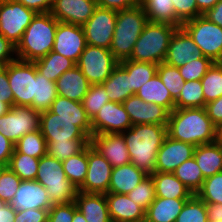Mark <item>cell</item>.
<instances>
[{"instance_id":"cell-30","label":"cell","mask_w":222,"mask_h":222,"mask_svg":"<svg viewBox=\"0 0 222 222\" xmlns=\"http://www.w3.org/2000/svg\"><path fill=\"white\" fill-rule=\"evenodd\" d=\"M136 95L148 103L166 108L169 112L175 109V100L163 84L158 74L154 75L136 92Z\"/></svg>"},{"instance_id":"cell-13","label":"cell","mask_w":222,"mask_h":222,"mask_svg":"<svg viewBox=\"0 0 222 222\" xmlns=\"http://www.w3.org/2000/svg\"><path fill=\"white\" fill-rule=\"evenodd\" d=\"M117 11L97 6L82 26L88 45L110 49L116 25Z\"/></svg>"},{"instance_id":"cell-1","label":"cell","mask_w":222,"mask_h":222,"mask_svg":"<svg viewBox=\"0 0 222 222\" xmlns=\"http://www.w3.org/2000/svg\"><path fill=\"white\" fill-rule=\"evenodd\" d=\"M121 134L131 163L148 175L155 173L157 152L167 136V125L137 124Z\"/></svg>"},{"instance_id":"cell-59","label":"cell","mask_w":222,"mask_h":222,"mask_svg":"<svg viewBox=\"0 0 222 222\" xmlns=\"http://www.w3.org/2000/svg\"><path fill=\"white\" fill-rule=\"evenodd\" d=\"M14 151V143L0 133V164L8 165Z\"/></svg>"},{"instance_id":"cell-46","label":"cell","mask_w":222,"mask_h":222,"mask_svg":"<svg viewBox=\"0 0 222 222\" xmlns=\"http://www.w3.org/2000/svg\"><path fill=\"white\" fill-rule=\"evenodd\" d=\"M108 101L110 100L107 96L105 87L102 84H93L90 86L81 103L87 116L92 120L102 106Z\"/></svg>"},{"instance_id":"cell-16","label":"cell","mask_w":222,"mask_h":222,"mask_svg":"<svg viewBox=\"0 0 222 222\" xmlns=\"http://www.w3.org/2000/svg\"><path fill=\"white\" fill-rule=\"evenodd\" d=\"M86 46L87 43L82 26L58 21L52 51L77 63Z\"/></svg>"},{"instance_id":"cell-25","label":"cell","mask_w":222,"mask_h":222,"mask_svg":"<svg viewBox=\"0 0 222 222\" xmlns=\"http://www.w3.org/2000/svg\"><path fill=\"white\" fill-rule=\"evenodd\" d=\"M75 203L87 222H112L105 194L78 191Z\"/></svg>"},{"instance_id":"cell-52","label":"cell","mask_w":222,"mask_h":222,"mask_svg":"<svg viewBox=\"0 0 222 222\" xmlns=\"http://www.w3.org/2000/svg\"><path fill=\"white\" fill-rule=\"evenodd\" d=\"M74 217V201L54 204L48 212L47 222H72Z\"/></svg>"},{"instance_id":"cell-18","label":"cell","mask_w":222,"mask_h":222,"mask_svg":"<svg viewBox=\"0 0 222 222\" xmlns=\"http://www.w3.org/2000/svg\"><path fill=\"white\" fill-rule=\"evenodd\" d=\"M132 125L159 124L168 125L170 112L161 105L148 103L136 94L128 97L123 103Z\"/></svg>"},{"instance_id":"cell-42","label":"cell","mask_w":222,"mask_h":222,"mask_svg":"<svg viewBox=\"0 0 222 222\" xmlns=\"http://www.w3.org/2000/svg\"><path fill=\"white\" fill-rule=\"evenodd\" d=\"M47 143L40 129L30 132L21 137L15 144L14 148L22 154L40 159L46 155Z\"/></svg>"},{"instance_id":"cell-60","label":"cell","mask_w":222,"mask_h":222,"mask_svg":"<svg viewBox=\"0 0 222 222\" xmlns=\"http://www.w3.org/2000/svg\"><path fill=\"white\" fill-rule=\"evenodd\" d=\"M211 22L222 27V0H220L214 7L209 9L205 14Z\"/></svg>"},{"instance_id":"cell-57","label":"cell","mask_w":222,"mask_h":222,"mask_svg":"<svg viewBox=\"0 0 222 222\" xmlns=\"http://www.w3.org/2000/svg\"><path fill=\"white\" fill-rule=\"evenodd\" d=\"M205 109L215 127L222 124V96L207 103Z\"/></svg>"},{"instance_id":"cell-22","label":"cell","mask_w":222,"mask_h":222,"mask_svg":"<svg viewBox=\"0 0 222 222\" xmlns=\"http://www.w3.org/2000/svg\"><path fill=\"white\" fill-rule=\"evenodd\" d=\"M202 57L201 50L190 35L182 27H179L171 38L164 62L170 66L179 67Z\"/></svg>"},{"instance_id":"cell-54","label":"cell","mask_w":222,"mask_h":222,"mask_svg":"<svg viewBox=\"0 0 222 222\" xmlns=\"http://www.w3.org/2000/svg\"><path fill=\"white\" fill-rule=\"evenodd\" d=\"M0 101L7 103L10 107L14 106V95L9 86L7 65L0 67Z\"/></svg>"},{"instance_id":"cell-31","label":"cell","mask_w":222,"mask_h":222,"mask_svg":"<svg viewBox=\"0 0 222 222\" xmlns=\"http://www.w3.org/2000/svg\"><path fill=\"white\" fill-rule=\"evenodd\" d=\"M110 101L123 103L132 92L130 75L118 64L111 75L102 83Z\"/></svg>"},{"instance_id":"cell-62","label":"cell","mask_w":222,"mask_h":222,"mask_svg":"<svg viewBox=\"0 0 222 222\" xmlns=\"http://www.w3.org/2000/svg\"><path fill=\"white\" fill-rule=\"evenodd\" d=\"M209 221L222 220V204L205 203Z\"/></svg>"},{"instance_id":"cell-27","label":"cell","mask_w":222,"mask_h":222,"mask_svg":"<svg viewBox=\"0 0 222 222\" xmlns=\"http://www.w3.org/2000/svg\"><path fill=\"white\" fill-rule=\"evenodd\" d=\"M188 199L156 197L145 211L147 222H175Z\"/></svg>"},{"instance_id":"cell-38","label":"cell","mask_w":222,"mask_h":222,"mask_svg":"<svg viewBox=\"0 0 222 222\" xmlns=\"http://www.w3.org/2000/svg\"><path fill=\"white\" fill-rule=\"evenodd\" d=\"M173 173L192 194H196L201 189L205 179L194 156L179 165Z\"/></svg>"},{"instance_id":"cell-11","label":"cell","mask_w":222,"mask_h":222,"mask_svg":"<svg viewBox=\"0 0 222 222\" xmlns=\"http://www.w3.org/2000/svg\"><path fill=\"white\" fill-rule=\"evenodd\" d=\"M118 63L109 49L87 44L76 65L93 85L102 84Z\"/></svg>"},{"instance_id":"cell-4","label":"cell","mask_w":222,"mask_h":222,"mask_svg":"<svg viewBox=\"0 0 222 222\" xmlns=\"http://www.w3.org/2000/svg\"><path fill=\"white\" fill-rule=\"evenodd\" d=\"M148 22L147 15L140 4L131 9L117 11L115 30L109 50L118 62L130 58L134 44Z\"/></svg>"},{"instance_id":"cell-64","label":"cell","mask_w":222,"mask_h":222,"mask_svg":"<svg viewBox=\"0 0 222 222\" xmlns=\"http://www.w3.org/2000/svg\"><path fill=\"white\" fill-rule=\"evenodd\" d=\"M72 222H87L84 215L77 208L75 201H74V217Z\"/></svg>"},{"instance_id":"cell-28","label":"cell","mask_w":222,"mask_h":222,"mask_svg":"<svg viewBox=\"0 0 222 222\" xmlns=\"http://www.w3.org/2000/svg\"><path fill=\"white\" fill-rule=\"evenodd\" d=\"M194 158L204 178L222 171V145L216 141L196 146Z\"/></svg>"},{"instance_id":"cell-24","label":"cell","mask_w":222,"mask_h":222,"mask_svg":"<svg viewBox=\"0 0 222 222\" xmlns=\"http://www.w3.org/2000/svg\"><path fill=\"white\" fill-rule=\"evenodd\" d=\"M55 83L59 96L78 102H82L91 86L77 65L64 72Z\"/></svg>"},{"instance_id":"cell-66","label":"cell","mask_w":222,"mask_h":222,"mask_svg":"<svg viewBox=\"0 0 222 222\" xmlns=\"http://www.w3.org/2000/svg\"><path fill=\"white\" fill-rule=\"evenodd\" d=\"M10 108L11 107L7 103L0 101V116L7 113L10 110Z\"/></svg>"},{"instance_id":"cell-48","label":"cell","mask_w":222,"mask_h":222,"mask_svg":"<svg viewBox=\"0 0 222 222\" xmlns=\"http://www.w3.org/2000/svg\"><path fill=\"white\" fill-rule=\"evenodd\" d=\"M127 195L134 203L140 205L146 211L156 198L155 184L152 176L148 175Z\"/></svg>"},{"instance_id":"cell-55","label":"cell","mask_w":222,"mask_h":222,"mask_svg":"<svg viewBox=\"0 0 222 222\" xmlns=\"http://www.w3.org/2000/svg\"><path fill=\"white\" fill-rule=\"evenodd\" d=\"M15 59V46L0 34V67H5Z\"/></svg>"},{"instance_id":"cell-26","label":"cell","mask_w":222,"mask_h":222,"mask_svg":"<svg viewBox=\"0 0 222 222\" xmlns=\"http://www.w3.org/2000/svg\"><path fill=\"white\" fill-rule=\"evenodd\" d=\"M147 176L145 171L132 163L112 168L108 193L127 194Z\"/></svg>"},{"instance_id":"cell-32","label":"cell","mask_w":222,"mask_h":222,"mask_svg":"<svg viewBox=\"0 0 222 222\" xmlns=\"http://www.w3.org/2000/svg\"><path fill=\"white\" fill-rule=\"evenodd\" d=\"M33 62L37 71L53 82H56L64 72L76 65L73 60L54 51Z\"/></svg>"},{"instance_id":"cell-2","label":"cell","mask_w":222,"mask_h":222,"mask_svg":"<svg viewBox=\"0 0 222 222\" xmlns=\"http://www.w3.org/2000/svg\"><path fill=\"white\" fill-rule=\"evenodd\" d=\"M167 135L194 146L216 141V127L205 107L173 109L169 114Z\"/></svg>"},{"instance_id":"cell-63","label":"cell","mask_w":222,"mask_h":222,"mask_svg":"<svg viewBox=\"0 0 222 222\" xmlns=\"http://www.w3.org/2000/svg\"><path fill=\"white\" fill-rule=\"evenodd\" d=\"M220 0H196L198 10L205 14L209 9L214 7Z\"/></svg>"},{"instance_id":"cell-37","label":"cell","mask_w":222,"mask_h":222,"mask_svg":"<svg viewBox=\"0 0 222 222\" xmlns=\"http://www.w3.org/2000/svg\"><path fill=\"white\" fill-rule=\"evenodd\" d=\"M205 106L201 80L185 81L179 97L175 100V109L203 108Z\"/></svg>"},{"instance_id":"cell-49","label":"cell","mask_w":222,"mask_h":222,"mask_svg":"<svg viewBox=\"0 0 222 222\" xmlns=\"http://www.w3.org/2000/svg\"><path fill=\"white\" fill-rule=\"evenodd\" d=\"M213 63L210 58L203 56L179 66L178 69L185 81H197L202 79Z\"/></svg>"},{"instance_id":"cell-10","label":"cell","mask_w":222,"mask_h":222,"mask_svg":"<svg viewBox=\"0 0 222 222\" xmlns=\"http://www.w3.org/2000/svg\"><path fill=\"white\" fill-rule=\"evenodd\" d=\"M37 13L12 0H0V34L15 47Z\"/></svg>"},{"instance_id":"cell-7","label":"cell","mask_w":222,"mask_h":222,"mask_svg":"<svg viewBox=\"0 0 222 222\" xmlns=\"http://www.w3.org/2000/svg\"><path fill=\"white\" fill-rule=\"evenodd\" d=\"M40 131L46 142H67L70 139H91V121H72L57 117L50 110L40 113Z\"/></svg>"},{"instance_id":"cell-15","label":"cell","mask_w":222,"mask_h":222,"mask_svg":"<svg viewBox=\"0 0 222 222\" xmlns=\"http://www.w3.org/2000/svg\"><path fill=\"white\" fill-rule=\"evenodd\" d=\"M92 135L122 133L130 129L132 123L122 103L108 101L91 120Z\"/></svg>"},{"instance_id":"cell-39","label":"cell","mask_w":222,"mask_h":222,"mask_svg":"<svg viewBox=\"0 0 222 222\" xmlns=\"http://www.w3.org/2000/svg\"><path fill=\"white\" fill-rule=\"evenodd\" d=\"M50 111L57 117L72 121H91L81 102L57 96L53 101Z\"/></svg>"},{"instance_id":"cell-53","label":"cell","mask_w":222,"mask_h":222,"mask_svg":"<svg viewBox=\"0 0 222 222\" xmlns=\"http://www.w3.org/2000/svg\"><path fill=\"white\" fill-rule=\"evenodd\" d=\"M49 209H28L16 211L14 222H47Z\"/></svg>"},{"instance_id":"cell-33","label":"cell","mask_w":222,"mask_h":222,"mask_svg":"<svg viewBox=\"0 0 222 222\" xmlns=\"http://www.w3.org/2000/svg\"><path fill=\"white\" fill-rule=\"evenodd\" d=\"M118 64L130 75L132 92L134 94H136L141 86L157 74V64L137 62L129 59L123 60Z\"/></svg>"},{"instance_id":"cell-68","label":"cell","mask_w":222,"mask_h":222,"mask_svg":"<svg viewBox=\"0 0 222 222\" xmlns=\"http://www.w3.org/2000/svg\"><path fill=\"white\" fill-rule=\"evenodd\" d=\"M209 222H222V220H218V221H209Z\"/></svg>"},{"instance_id":"cell-14","label":"cell","mask_w":222,"mask_h":222,"mask_svg":"<svg viewBox=\"0 0 222 222\" xmlns=\"http://www.w3.org/2000/svg\"><path fill=\"white\" fill-rule=\"evenodd\" d=\"M112 165L88 144V169L83 184L78 191L84 193H108Z\"/></svg>"},{"instance_id":"cell-35","label":"cell","mask_w":222,"mask_h":222,"mask_svg":"<svg viewBox=\"0 0 222 222\" xmlns=\"http://www.w3.org/2000/svg\"><path fill=\"white\" fill-rule=\"evenodd\" d=\"M148 21L175 26V10L171 0H140Z\"/></svg>"},{"instance_id":"cell-29","label":"cell","mask_w":222,"mask_h":222,"mask_svg":"<svg viewBox=\"0 0 222 222\" xmlns=\"http://www.w3.org/2000/svg\"><path fill=\"white\" fill-rule=\"evenodd\" d=\"M155 184L156 197L189 199L191 191L170 172H155L150 174Z\"/></svg>"},{"instance_id":"cell-41","label":"cell","mask_w":222,"mask_h":222,"mask_svg":"<svg viewBox=\"0 0 222 222\" xmlns=\"http://www.w3.org/2000/svg\"><path fill=\"white\" fill-rule=\"evenodd\" d=\"M205 103L222 96V65L214 62L201 79Z\"/></svg>"},{"instance_id":"cell-58","label":"cell","mask_w":222,"mask_h":222,"mask_svg":"<svg viewBox=\"0 0 222 222\" xmlns=\"http://www.w3.org/2000/svg\"><path fill=\"white\" fill-rule=\"evenodd\" d=\"M23 4L25 7L34 10L36 13L50 12L53 0H12Z\"/></svg>"},{"instance_id":"cell-51","label":"cell","mask_w":222,"mask_h":222,"mask_svg":"<svg viewBox=\"0 0 222 222\" xmlns=\"http://www.w3.org/2000/svg\"><path fill=\"white\" fill-rule=\"evenodd\" d=\"M20 177L7 168L0 178V201L10 203L21 183Z\"/></svg>"},{"instance_id":"cell-21","label":"cell","mask_w":222,"mask_h":222,"mask_svg":"<svg viewBox=\"0 0 222 222\" xmlns=\"http://www.w3.org/2000/svg\"><path fill=\"white\" fill-rule=\"evenodd\" d=\"M10 205L15 211L50 209L53 206L46 189L36 180H22Z\"/></svg>"},{"instance_id":"cell-3","label":"cell","mask_w":222,"mask_h":222,"mask_svg":"<svg viewBox=\"0 0 222 222\" xmlns=\"http://www.w3.org/2000/svg\"><path fill=\"white\" fill-rule=\"evenodd\" d=\"M58 21L48 13H37L15 47L16 58L36 61L53 50Z\"/></svg>"},{"instance_id":"cell-61","label":"cell","mask_w":222,"mask_h":222,"mask_svg":"<svg viewBox=\"0 0 222 222\" xmlns=\"http://www.w3.org/2000/svg\"><path fill=\"white\" fill-rule=\"evenodd\" d=\"M16 211L11 207L10 203L0 201V222H14Z\"/></svg>"},{"instance_id":"cell-40","label":"cell","mask_w":222,"mask_h":222,"mask_svg":"<svg viewBox=\"0 0 222 222\" xmlns=\"http://www.w3.org/2000/svg\"><path fill=\"white\" fill-rule=\"evenodd\" d=\"M38 158L19 153L15 148L8 168L16 173L21 180H35L38 173Z\"/></svg>"},{"instance_id":"cell-45","label":"cell","mask_w":222,"mask_h":222,"mask_svg":"<svg viewBox=\"0 0 222 222\" xmlns=\"http://www.w3.org/2000/svg\"><path fill=\"white\" fill-rule=\"evenodd\" d=\"M157 74L159 75L163 84L169 90L172 98L176 100L179 97L185 82L178 67H173L165 62H162L158 64Z\"/></svg>"},{"instance_id":"cell-17","label":"cell","mask_w":222,"mask_h":222,"mask_svg":"<svg viewBox=\"0 0 222 222\" xmlns=\"http://www.w3.org/2000/svg\"><path fill=\"white\" fill-rule=\"evenodd\" d=\"M195 147L167 135L157 152L155 172L173 173L179 165L194 156Z\"/></svg>"},{"instance_id":"cell-56","label":"cell","mask_w":222,"mask_h":222,"mask_svg":"<svg viewBox=\"0 0 222 222\" xmlns=\"http://www.w3.org/2000/svg\"><path fill=\"white\" fill-rule=\"evenodd\" d=\"M97 6L112 10H127L140 4V0H95Z\"/></svg>"},{"instance_id":"cell-67","label":"cell","mask_w":222,"mask_h":222,"mask_svg":"<svg viewBox=\"0 0 222 222\" xmlns=\"http://www.w3.org/2000/svg\"><path fill=\"white\" fill-rule=\"evenodd\" d=\"M8 168V165H3V164H0V178L3 174V172Z\"/></svg>"},{"instance_id":"cell-12","label":"cell","mask_w":222,"mask_h":222,"mask_svg":"<svg viewBox=\"0 0 222 222\" xmlns=\"http://www.w3.org/2000/svg\"><path fill=\"white\" fill-rule=\"evenodd\" d=\"M40 129V112L30 106L14 105L0 116V133L14 144L24 135Z\"/></svg>"},{"instance_id":"cell-5","label":"cell","mask_w":222,"mask_h":222,"mask_svg":"<svg viewBox=\"0 0 222 222\" xmlns=\"http://www.w3.org/2000/svg\"><path fill=\"white\" fill-rule=\"evenodd\" d=\"M178 26L148 22L134 44L129 60L160 64L165 61L168 47Z\"/></svg>"},{"instance_id":"cell-65","label":"cell","mask_w":222,"mask_h":222,"mask_svg":"<svg viewBox=\"0 0 222 222\" xmlns=\"http://www.w3.org/2000/svg\"><path fill=\"white\" fill-rule=\"evenodd\" d=\"M216 142L222 145V124L216 127Z\"/></svg>"},{"instance_id":"cell-19","label":"cell","mask_w":222,"mask_h":222,"mask_svg":"<svg viewBox=\"0 0 222 222\" xmlns=\"http://www.w3.org/2000/svg\"><path fill=\"white\" fill-rule=\"evenodd\" d=\"M90 143L113 168L131 163L129 152L121 133L92 135Z\"/></svg>"},{"instance_id":"cell-9","label":"cell","mask_w":222,"mask_h":222,"mask_svg":"<svg viewBox=\"0 0 222 222\" xmlns=\"http://www.w3.org/2000/svg\"><path fill=\"white\" fill-rule=\"evenodd\" d=\"M7 72L9 86L14 95V105L33 108L36 75L34 62L16 58L7 64Z\"/></svg>"},{"instance_id":"cell-8","label":"cell","mask_w":222,"mask_h":222,"mask_svg":"<svg viewBox=\"0 0 222 222\" xmlns=\"http://www.w3.org/2000/svg\"><path fill=\"white\" fill-rule=\"evenodd\" d=\"M181 27L190 35L203 56L213 62L222 61V27L204 15L186 21Z\"/></svg>"},{"instance_id":"cell-50","label":"cell","mask_w":222,"mask_h":222,"mask_svg":"<svg viewBox=\"0 0 222 222\" xmlns=\"http://www.w3.org/2000/svg\"><path fill=\"white\" fill-rule=\"evenodd\" d=\"M175 10V26L181 27L186 21L203 15L197 7L196 0H171Z\"/></svg>"},{"instance_id":"cell-47","label":"cell","mask_w":222,"mask_h":222,"mask_svg":"<svg viewBox=\"0 0 222 222\" xmlns=\"http://www.w3.org/2000/svg\"><path fill=\"white\" fill-rule=\"evenodd\" d=\"M196 195L205 203L222 204V171L205 178Z\"/></svg>"},{"instance_id":"cell-20","label":"cell","mask_w":222,"mask_h":222,"mask_svg":"<svg viewBox=\"0 0 222 222\" xmlns=\"http://www.w3.org/2000/svg\"><path fill=\"white\" fill-rule=\"evenodd\" d=\"M96 7L95 0H53L50 13L59 22L83 26Z\"/></svg>"},{"instance_id":"cell-36","label":"cell","mask_w":222,"mask_h":222,"mask_svg":"<svg viewBox=\"0 0 222 222\" xmlns=\"http://www.w3.org/2000/svg\"><path fill=\"white\" fill-rule=\"evenodd\" d=\"M67 179L77 187L83 184L88 169V145L79 153L62 161Z\"/></svg>"},{"instance_id":"cell-43","label":"cell","mask_w":222,"mask_h":222,"mask_svg":"<svg viewBox=\"0 0 222 222\" xmlns=\"http://www.w3.org/2000/svg\"><path fill=\"white\" fill-rule=\"evenodd\" d=\"M91 139H70L67 142H46V154L59 160L64 161L67 158L81 152Z\"/></svg>"},{"instance_id":"cell-34","label":"cell","mask_w":222,"mask_h":222,"mask_svg":"<svg viewBox=\"0 0 222 222\" xmlns=\"http://www.w3.org/2000/svg\"><path fill=\"white\" fill-rule=\"evenodd\" d=\"M58 96L56 83L47 79L36 69L35 96L33 98V109L38 112L50 110L53 101Z\"/></svg>"},{"instance_id":"cell-6","label":"cell","mask_w":222,"mask_h":222,"mask_svg":"<svg viewBox=\"0 0 222 222\" xmlns=\"http://www.w3.org/2000/svg\"><path fill=\"white\" fill-rule=\"evenodd\" d=\"M35 180L44 186L52 205L75 201L78 189L67 179L62 161L47 154L42 156Z\"/></svg>"},{"instance_id":"cell-23","label":"cell","mask_w":222,"mask_h":222,"mask_svg":"<svg viewBox=\"0 0 222 222\" xmlns=\"http://www.w3.org/2000/svg\"><path fill=\"white\" fill-rule=\"evenodd\" d=\"M112 222H143L145 210L127 194L105 193Z\"/></svg>"},{"instance_id":"cell-44","label":"cell","mask_w":222,"mask_h":222,"mask_svg":"<svg viewBox=\"0 0 222 222\" xmlns=\"http://www.w3.org/2000/svg\"><path fill=\"white\" fill-rule=\"evenodd\" d=\"M175 222H209L205 202L193 194L185 202Z\"/></svg>"}]
</instances>
